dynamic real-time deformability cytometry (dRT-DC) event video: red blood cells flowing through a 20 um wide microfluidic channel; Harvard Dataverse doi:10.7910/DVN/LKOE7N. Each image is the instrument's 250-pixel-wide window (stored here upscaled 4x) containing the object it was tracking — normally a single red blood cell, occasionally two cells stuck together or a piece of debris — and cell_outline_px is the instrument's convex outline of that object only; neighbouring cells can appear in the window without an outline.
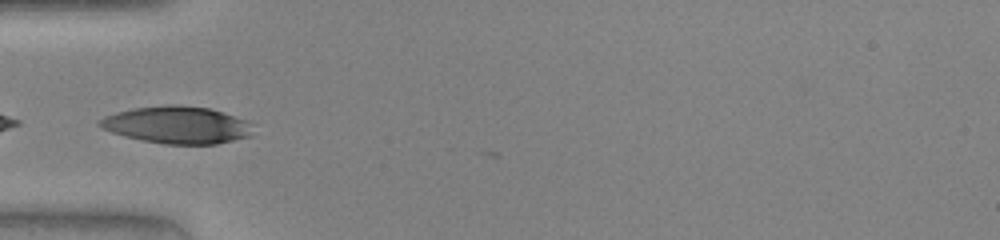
{"species": "human", "species_latin": "Homo sapiens", "temperature_condition": "warm", "stored_images_in_passage": 45, "segment_of_instrument_passage": [2, 2], "camera_frame_rate_fps": 3000, "um_per_image_px": 0.085, "donor": {"sex": "female"}, "frame": {"image": 1, "passage_image": 13, "time_ms": 4.0, "image_size_px": [1000, 240], "cell_outline_px": [[252, 136], [216, 144], [164, 144], [124, 136], [100, 128], [96, 124], [104, 116], [116, 112], [132, 108], [168, 104], [180, 104], [208, 108], [248, 120]], "centroid_in_image_um": [15.02, 10.61], "position_along_channel_um": 70.0, "area_um2": 33.29}}
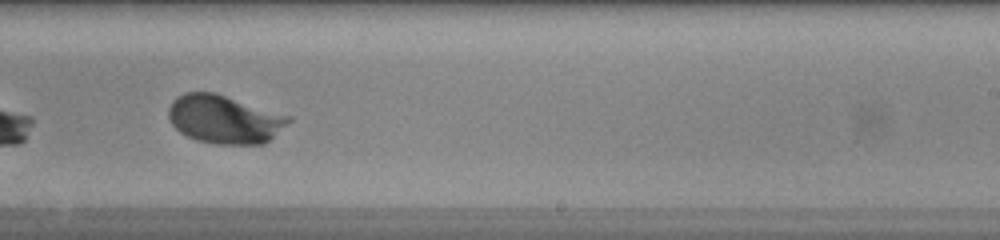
{"frame": {"image": 2, "passage_image": 27, "time_ms": 8.667, "image_size_px": [1000, 240], "cell_outline_px": [[292, 120], [264, 144], [216, 144], [196, 140], [180, 132], [172, 124], [168, 116], [168, 108], [172, 100], [176, 96], [184, 92], [216, 92], [292, 116]], "centroid_in_image_um": [19.07, 10.12], "position_along_channel_um": 269.9, "area_um2": 34.1}}
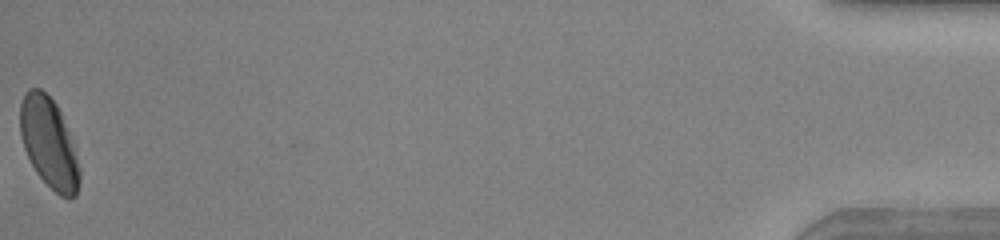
{"frame": {"image": 3, "passage_image": 45, "time_ms": 14.667, "image_size_px": [1000, 240], "cell_outline_px": [[80, 180], [76, 196], [68, 200], [60, 196], [36, 172], [24, 148], [20, 132], [20, 104], [24, 92], [28, 88], [40, 88], [56, 104], [60, 112], [68, 132], [80, 168]], "centroid_in_image_um": [4.15, 12.16], "position_along_channel_um": 431.0, "area_um2": 30.81}}